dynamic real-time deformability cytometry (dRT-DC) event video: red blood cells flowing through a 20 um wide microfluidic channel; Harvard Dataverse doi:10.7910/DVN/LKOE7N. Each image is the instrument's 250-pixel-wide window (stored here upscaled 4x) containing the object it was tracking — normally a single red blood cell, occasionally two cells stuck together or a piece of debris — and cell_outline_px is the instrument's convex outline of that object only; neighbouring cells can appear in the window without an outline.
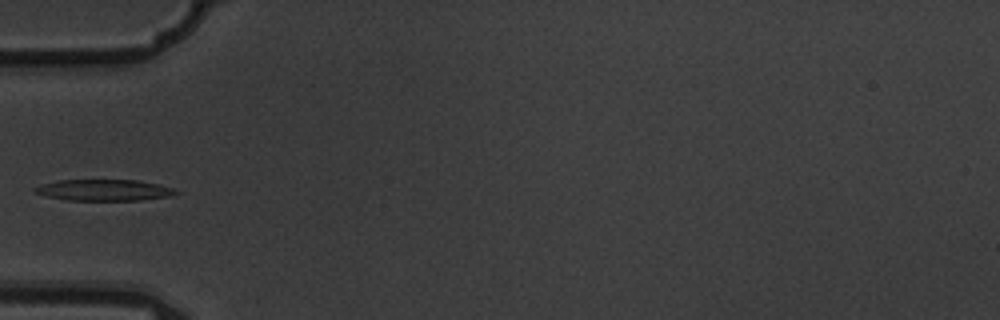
{"species": "common noctule bat (a hibernating species)", "species_latin": "Nyctalus noctula", "temperature_condition": "warm", "stored_images_in_passage": 6, "camera_frame_rate_fps": 3000, "um_per_image_px": 0.085, "animal": {"sex": "male", "body_mass_g": 19.5, "forearm_length_mm": 54.6}, "frame": {"image": 1, "passage_image": 6, "time_ms": 1.667, "image_size_px": [1000, 320], "cell_outline_px": [[180, 192], [172, 196], [140, 200], [64, 200], [32, 192], [32, 188], [44, 184], [60, 180], [140, 180], [160, 184], [172, 188]], "centroid_in_image_um": [8.87, 16.16], "position_along_channel_um": 76.1, "area_um2": 17.51}}